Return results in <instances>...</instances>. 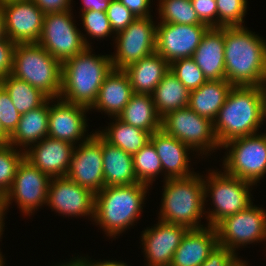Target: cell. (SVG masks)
Listing matches in <instances>:
<instances>
[{"label": "cell", "mask_w": 266, "mask_h": 266, "mask_svg": "<svg viewBox=\"0 0 266 266\" xmlns=\"http://www.w3.org/2000/svg\"><path fill=\"white\" fill-rule=\"evenodd\" d=\"M225 79L266 87V41L244 26L224 27Z\"/></svg>", "instance_id": "1"}, {"label": "cell", "mask_w": 266, "mask_h": 266, "mask_svg": "<svg viewBox=\"0 0 266 266\" xmlns=\"http://www.w3.org/2000/svg\"><path fill=\"white\" fill-rule=\"evenodd\" d=\"M266 87L233 86L213 121L220 146L227 141L256 134L263 125Z\"/></svg>", "instance_id": "2"}, {"label": "cell", "mask_w": 266, "mask_h": 266, "mask_svg": "<svg viewBox=\"0 0 266 266\" xmlns=\"http://www.w3.org/2000/svg\"><path fill=\"white\" fill-rule=\"evenodd\" d=\"M92 48L62 63V100L90 109L105 77L113 70L110 55H95Z\"/></svg>", "instance_id": "3"}, {"label": "cell", "mask_w": 266, "mask_h": 266, "mask_svg": "<svg viewBox=\"0 0 266 266\" xmlns=\"http://www.w3.org/2000/svg\"><path fill=\"white\" fill-rule=\"evenodd\" d=\"M148 188L142 183L103 187L95 194L93 222L115 238L138 221Z\"/></svg>", "instance_id": "4"}, {"label": "cell", "mask_w": 266, "mask_h": 266, "mask_svg": "<svg viewBox=\"0 0 266 266\" xmlns=\"http://www.w3.org/2000/svg\"><path fill=\"white\" fill-rule=\"evenodd\" d=\"M203 175L186 178H168L163 181V193L158 219L185 226L187 229L203 228L201 218L206 210Z\"/></svg>", "instance_id": "5"}, {"label": "cell", "mask_w": 266, "mask_h": 266, "mask_svg": "<svg viewBox=\"0 0 266 266\" xmlns=\"http://www.w3.org/2000/svg\"><path fill=\"white\" fill-rule=\"evenodd\" d=\"M11 75L38 88L49 98L60 97L62 63L38 43H16Z\"/></svg>", "instance_id": "6"}, {"label": "cell", "mask_w": 266, "mask_h": 266, "mask_svg": "<svg viewBox=\"0 0 266 266\" xmlns=\"http://www.w3.org/2000/svg\"><path fill=\"white\" fill-rule=\"evenodd\" d=\"M205 179L203 176L205 203L208 201L206 198L211 196L214 206L213 211H205L209 226L215 227L222 219L246 209L253 203L250 191L255 184L231 176L224 170H210Z\"/></svg>", "instance_id": "7"}, {"label": "cell", "mask_w": 266, "mask_h": 266, "mask_svg": "<svg viewBox=\"0 0 266 266\" xmlns=\"http://www.w3.org/2000/svg\"><path fill=\"white\" fill-rule=\"evenodd\" d=\"M221 147L227 149L222 164L227 174L253 184H257L264 178L266 174V133L234 138Z\"/></svg>", "instance_id": "8"}, {"label": "cell", "mask_w": 266, "mask_h": 266, "mask_svg": "<svg viewBox=\"0 0 266 266\" xmlns=\"http://www.w3.org/2000/svg\"><path fill=\"white\" fill-rule=\"evenodd\" d=\"M161 129L189 146L192 151L206 155L222 148L217 141L213 121L199 116L188 106L167 113L161 119ZM200 151V152H199ZM205 152V153H204Z\"/></svg>", "instance_id": "9"}, {"label": "cell", "mask_w": 266, "mask_h": 266, "mask_svg": "<svg viewBox=\"0 0 266 266\" xmlns=\"http://www.w3.org/2000/svg\"><path fill=\"white\" fill-rule=\"evenodd\" d=\"M72 15L71 10L45 14L37 42L61 63L90 47L86 35L75 26Z\"/></svg>", "instance_id": "10"}, {"label": "cell", "mask_w": 266, "mask_h": 266, "mask_svg": "<svg viewBox=\"0 0 266 266\" xmlns=\"http://www.w3.org/2000/svg\"><path fill=\"white\" fill-rule=\"evenodd\" d=\"M215 229L218 244L235 253L236 248L266 240V210L252 203L246 209L222 219Z\"/></svg>", "instance_id": "11"}, {"label": "cell", "mask_w": 266, "mask_h": 266, "mask_svg": "<svg viewBox=\"0 0 266 266\" xmlns=\"http://www.w3.org/2000/svg\"><path fill=\"white\" fill-rule=\"evenodd\" d=\"M153 16L136 18L116 34V51L111 56L113 69L123 70L132 63L156 52V29Z\"/></svg>", "instance_id": "12"}, {"label": "cell", "mask_w": 266, "mask_h": 266, "mask_svg": "<svg viewBox=\"0 0 266 266\" xmlns=\"http://www.w3.org/2000/svg\"><path fill=\"white\" fill-rule=\"evenodd\" d=\"M51 179L23 158L16 169L12 187L5 194L7 208L13 200L24 215H32L40 206L46 205Z\"/></svg>", "instance_id": "13"}, {"label": "cell", "mask_w": 266, "mask_h": 266, "mask_svg": "<svg viewBox=\"0 0 266 266\" xmlns=\"http://www.w3.org/2000/svg\"><path fill=\"white\" fill-rule=\"evenodd\" d=\"M66 176L94 194L104 187L102 136L97 131L74 147Z\"/></svg>", "instance_id": "14"}, {"label": "cell", "mask_w": 266, "mask_h": 266, "mask_svg": "<svg viewBox=\"0 0 266 266\" xmlns=\"http://www.w3.org/2000/svg\"><path fill=\"white\" fill-rule=\"evenodd\" d=\"M5 34L15 43H37L41 36L45 13L32 0L0 2Z\"/></svg>", "instance_id": "15"}, {"label": "cell", "mask_w": 266, "mask_h": 266, "mask_svg": "<svg viewBox=\"0 0 266 266\" xmlns=\"http://www.w3.org/2000/svg\"><path fill=\"white\" fill-rule=\"evenodd\" d=\"M208 28L207 25L158 23L156 53L169 64L178 59L192 58Z\"/></svg>", "instance_id": "16"}, {"label": "cell", "mask_w": 266, "mask_h": 266, "mask_svg": "<svg viewBox=\"0 0 266 266\" xmlns=\"http://www.w3.org/2000/svg\"><path fill=\"white\" fill-rule=\"evenodd\" d=\"M46 205L63 217L90 216L94 218L95 194L67 176L51 179Z\"/></svg>", "instance_id": "17"}, {"label": "cell", "mask_w": 266, "mask_h": 266, "mask_svg": "<svg viewBox=\"0 0 266 266\" xmlns=\"http://www.w3.org/2000/svg\"><path fill=\"white\" fill-rule=\"evenodd\" d=\"M53 101L55 103L52 104ZM56 101L49 98L48 137L66 141L75 146L87 140L92 135L85 134L88 131L85 114L90 109L66 102L61 98H57Z\"/></svg>", "instance_id": "18"}, {"label": "cell", "mask_w": 266, "mask_h": 266, "mask_svg": "<svg viewBox=\"0 0 266 266\" xmlns=\"http://www.w3.org/2000/svg\"><path fill=\"white\" fill-rule=\"evenodd\" d=\"M187 228L158 220L142 231L141 242L147 261L146 266H170L175 250L179 247Z\"/></svg>", "instance_id": "19"}, {"label": "cell", "mask_w": 266, "mask_h": 266, "mask_svg": "<svg viewBox=\"0 0 266 266\" xmlns=\"http://www.w3.org/2000/svg\"><path fill=\"white\" fill-rule=\"evenodd\" d=\"M75 145L45 137L24 151V158L51 178L66 176Z\"/></svg>", "instance_id": "20"}, {"label": "cell", "mask_w": 266, "mask_h": 266, "mask_svg": "<svg viewBox=\"0 0 266 266\" xmlns=\"http://www.w3.org/2000/svg\"><path fill=\"white\" fill-rule=\"evenodd\" d=\"M157 155L160 158L164 180L168 178H186L192 176L194 171L190 169L189 154L192 150L177 138L166 134L162 129L150 136ZM189 151V153H188Z\"/></svg>", "instance_id": "21"}, {"label": "cell", "mask_w": 266, "mask_h": 266, "mask_svg": "<svg viewBox=\"0 0 266 266\" xmlns=\"http://www.w3.org/2000/svg\"><path fill=\"white\" fill-rule=\"evenodd\" d=\"M188 229L175 250L170 266H201L218 245L213 226Z\"/></svg>", "instance_id": "22"}, {"label": "cell", "mask_w": 266, "mask_h": 266, "mask_svg": "<svg viewBox=\"0 0 266 266\" xmlns=\"http://www.w3.org/2000/svg\"><path fill=\"white\" fill-rule=\"evenodd\" d=\"M224 27H209L192 59L209 81L225 79Z\"/></svg>", "instance_id": "23"}, {"label": "cell", "mask_w": 266, "mask_h": 266, "mask_svg": "<svg viewBox=\"0 0 266 266\" xmlns=\"http://www.w3.org/2000/svg\"><path fill=\"white\" fill-rule=\"evenodd\" d=\"M133 94L128 75L124 70L113 69L104 79L96 101L90 108L118 117Z\"/></svg>", "instance_id": "24"}, {"label": "cell", "mask_w": 266, "mask_h": 266, "mask_svg": "<svg viewBox=\"0 0 266 266\" xmlns=\"http://www.w3.org/2000/svg\"><path fill=\"white\" fill-rule=\"evenodd\" d=\"M123 70L129 77L133 93L152 94L170 70V64L155 52Z\"/></svg>", "instance_id": "25"}, {"label": "cell", "mask_w": 266, "mask_h": 266, "mask_svg": "<svg viewBox=\"0 0 266 266\" xmlns=\"http://www.w3.org/2000/svg\"><path fill=\"white\" fill-rule=\"evenodd\" d=\"M104 187L139 183L133 164V155L113 146L102 137Z\"/></svg>", "instance_id": "26"}, {"label": "cell", "mask_w": 266, "mask_h": 266, "mask_svg": "<svg viewBox=\"0 0 266 266\" xmlns=\"http://www.w3.org/2000/svg\"><path fill=\"white\" fill-rule=\"evenodd\" d=\"M48 118L49 99L38 108L21 114L18 126L8 143L16 148L22 146L19 149L26 151L31 145L48 137Z\"/></svg>", "instance_id": "27"}, {"label": "cell", "mask_w": 266, "mask_h": 266, "mask_svg": "<svg viewBox=\"0 0 266 266\" xmlns=\"http://www.w3.org/2000/svg\"><path fill=\"white\" fill-rule=\"evenodd\" d=\"M232 87L226 79L207 80L198 89L190 91L188 107L199 116L214 121Z\"/></svg>", "instance_id": "28"}, {"label": "cell", "mask_w": 266, "mask_h": 266, "mask_svg": "<svg viewBox=\"0 0 266 266\" xmlns=\"http://www.w3.org/2000/svg\"><path fill=\"white\" fill-rule=\"evenodd\" d=\"M117 118L128 125L141 128L151 135L161 129L162 118L156 111L151 94L133 93Z\"/></svg>", "instance_id": "29"}, {"label": "cell", "mask_w": 266, "mask_h": 266, "mask_svg": "<svg viewBox=\"0 0 266 266\" xmlns=\"http://www.w3.org/2000/svg\"><path fill=\"white\" fill-rule=\"evenodd\" d=\"M151 95L156 111L162 118L171 111L187 107L190 91L169 70Z\"/></svg>", "instance_id": "30"}, {"label": "cell", "mask_w": 266, "mask_h": 266, "mask_svg": "<svg viewBox=\"0 0 266 266\" xmlns=\"http://www.w3.org/2000/svg\"><path fill=\"white\" fill-rule=\"evenodd\" d=\"M113 119L115 123L112 121V123L105 128L106 130L97 131L113 146H117L128 154L134 155L150 141L151 134L149 132L128 125L117 117H113Z\"/></svg>", "instance_id": "31"}, {"label": "cell", "mask_w": 266, "mask_h": 266, "mask_svg": "<svg viewBox=\"0 0 266 266\" xmlns=\"http://www.w3.org/2000/svg\"><path fill=\"white\" fill-rule=\"evenodd\" d=\"M0 84L10 95L11 101L20 114L29 112L44 104L49 97L38 88L26 81L9 74L0 81Z\"/></svg>", "instance_id": "32"}, {"label": "cell", "mask_w": 266, "mask_h": 266, "mask_svg": "<svg viewBox=\"0 0 266 266\" xmlns=\"http://www.w3.org/2000/svg\"><path fill=\"white\" fill-rule=\"evenodd\" d=\"M157 6L160 18L158 23L206 25L199 20L191 0H159Z\"/></svg>", "instance_id": "33"}, {"label": "cell", "mask_w": 266, "mask_h": 266, "mask_svg": "<svg viewBox=\"0 0 266 266\" xmlns=\"http://www.w3.org/2000/svg\"><path fill=\"white\" fill-rule=\"evenodd\" d=\"M134 172L139 183L150 187L160 173L162 166L151 141L133 155Z\"/></svg>", "instance_id": "34"}, {"label": "cell", "mask_w": 266, "mask_h": 266, "mask_svg": "<svg viewBox=\"0 0 266 266\" xmlns=\"http://www.w3.org/2000/svg\"><path fill=\"white\" fill-rule=\"evenodd\" d=\"M24 158V151L10 143H0V193L6 194L12 187L18 164Z\"/></svg>", "instance_id": "35"}, {"label": "cell", "mask_w": 266, "mask_h": 266, "mask_svg": "<svg viewBox=\"0 0 266 266\" xmlns=\"http://www.w3.org/2000/svg\"><path fill=\"white\" fill-rule=\"evenodd\" d=\"M170 71L189 90L198 89L207 79L192 58H182L170 63Z\"/></svg>", "instance_id": "36"}, {"label": "cell", "mask_w": 266, "mask_h": 266, "mask_svg": "<svg viewBox=\"0 0 266 266\" xmlns=\"http://www.w3.org/2000/svg\"><path fill=\"white\" fill-rule=\"evenodd\" d=\"M247 0H216L217 27L245 26Z\"/></svg>", "instance_id": "37"}, {"label": "cell", "mask_w": 266, "mask_h": 266, "mask_svg": "<svg viewBox=\"0 0 266 266\" xmlns=\"http://www.w3.org/2000/svg\"><path fill=\"white\" fill-rule=\"evenodd\" d=\"M80 15L83 28L92 39L101 40V38L104 39V37L114 34L106 12L86 10Z\"/></svg>", "instance_id": "38"}, {"label": "cell", "mask_w": 266, "mask_h": 266, "mask_svg": "<svg viewBox=\"0 0 266 266\" xmlns=\"http://www.w3.org/2000/svg\"><path fill=\"white\" fill-rule=\"evenodd\" d=\"M21 114L11 101L10 95L0 84V123L3 130L11 136L18 126Z\"/></svg>", "instance_id": "39"}, {"label": "cell", "mask_w": 266, "mask_h": 266, "mask_svg": "<svg viewBox=\"0 0 266 266\" xmlns=\"http://www.w3.org/2000/svg\"><path fill=\"white\" fill-rule=\"evenodd\" d=\"M112 31L116 35L127 28L136 17L119 0H111L106 10Z\"/></svg>", "instance_id": "40"}, {"label": "cell", "mask_w": 266, "mask_h": 266, "mask_svg": "<svg viewBox=\"0 0 266 266\" xmlns=\"http://www.w3.org/2000/svg\"><path fill=\"white\" fill-rule=\"evenodd\" d=\"M241 261L236 253L218 244L201 266H237Z\"/></svg>", "instance_id": "41"}, {"label": "cell", "mask_w": 266, "mask_h": 266, "mask_svg": "<svg viewBox=\"0 0 266 266\" xmlns=\"http://www.w3.org/2000/svg\"><path fill=\"white\" fill-rule=\"evenodd\" d=\"M199 20L208 27H217L216 0H191Z\"/></svg>", "instance_id": "42"}, {"label": "cell", "mask_w": 266, "mask_h": 266, "mask_svg": "<svg viewBox=\"0 0 266 266\" xmlns=\"http://www.w3.org/2000/svg\"><path fill=\"white\" fill-rule=\"evenodd\" d=\"M15 46L7 37L0 41V81L12 73Z\"/></svg>", "instance_id": "43"}, {"label": "cell", "mask_w": 266, "mask_h": 266, "mask_svg": "<svg viewBox=\"0 0 266 266\" xmlns=\"http://www.w3.org/2000/svg\"><path fill=\"white\" fill-rule=\"evenodd\" d=\"M33 3L45 14L72 10L73 0H32Z\"/></svg>", "instance_id": "44"}, {"label": "cell", "mask_w": 266, "mask_h": 266, "mask_svg": "<svg viewBox=\"0 0 266 266\" xmlns=\"http://www.w3.org/2000/svg\"><path fill=\"white\" fill-rule=\"evenodd\" d=\"M126 8H128L136 18H145L151 15V0H119Z\"/></svg>", "instance_id": "45"}, {"label": "cell", "mask_w": 266, "mask_h": 266, "mask_svg": "<svg viewBox=\"0 0 266 266\" xmlns=\"http://www.w3.org/2000/svg\"><path fill=\"white\" fill-rule=\"evenodd\" d=\"M111 0H82L83 8L80 9L82 12L86 10H95L106 12Z\"/></svg>", "instance_id": "46"}, {"label": "cell", "mask_w": 266, "mask_h": 266, "mask_svg": "<svg viewBox=\"0 0 266 266\" xmlns=\"http://www.w3.org/2000/svg\"><path fill=\"white\" fill-rule=\"evenodd\" d=\"M6 210H8L7 208V201H6V196L5 194H1L0 193V238L3 234V229L5 227V223H4V215L6 214Z\"/></svg>", "instance_id": "47"}, {"label": "cell", "mask_w": 266, "mask_h": 266, "mask_svg": "<svg viewBox=\"0 0 266 266\" xmlns=\"http://www.w3.org/2000/svg\"><path fill=\"white\" fill-rule=\"evenodd\" d=\"M76 257H74L73 259H71L69 262H66L63 264H57V265H54V266H91V260L89 261V259L87 258H83L80 256V258H78L77 256V259H75Z\"/></svg>", "instance_id": "48"}, {"label": "cell", "mask_w": 266, "mask_h": 266, "mask_svg": "<svg viewBox=\"0 0 266 266\" xmlns=\"http://www.w3.org/2000/svg\"><path fill=\"white\" fill-rule=\"evenodd\" d=\"M91 266H128L126 263L122 262V261H114V260H104V261H92L91 260Z\"/></svg>", "instance_id": "49"}, {"label": "cell", "mask_w": 266, "mask_h": 266, "mask_svg": "<svg viewBox=\"0 0 266 266\" xmlns=\"http://www.w3.org/2000/svg\"><path fill=\"white\" fill-rule=\"evenodd\" d=\"M5 38H6V34H5V27H4V19H3L2 10L0 8V41L4 40Z\"/></svg>", "instance_id": "50"}, {"label": "cell", "mask_w": 266, "mask_h": 266, "mask_svg": "<svg viewBox=\"0 0 266 266\" xmlns=\"http://www.w3.org/2000/svg\"><path fill=\"white\" fill-rule=\"evenodd\" d=\"M10 136L3 130L0 123V143H8Z\"/></svg>", "instance_id": "51"}, {"label": "cell", "mask_w": 266, "mask_h": 266, "mask_svg": "<svg viewBox=\"0 0 266 266\" xmlns=\"http://www.w3.org/2000/svg\"><path fill=\"white\" fill-rule=\"evenodd\" d=\"M4 257H3V255H2V253L0 252V266H5V263H4V261H5V259H3ZM4 260V261H3Z\"/></svg>", "instance_id": "52"}, {"label": "cell", "mask_w": 266, "mask_h": 266, "mask_svg": "<svg viewBox=\"0 0 266 266\" xmlns=\"http://www.w3.org/2000/svg\"><path fill=\"white\" fill-rule=\"evenodd\" d=\"M248 263L246 261L242 260L237 266H247Z\"/></svg>", "instance_id": "53"}, {"label": "cell", "mask_w": 266, "mask_h": 266, "mask_svg": "<svg viewBox=\"0 0 266 266\" xmlns=\"http://www.w3.org/2000/svg\"><path fill=\"white\" fill-rule=\"evenodd\" d=\"M264 119H266V99H265V104H264Z\"/></svg>", "instance_id": "54"}]
</instances>
